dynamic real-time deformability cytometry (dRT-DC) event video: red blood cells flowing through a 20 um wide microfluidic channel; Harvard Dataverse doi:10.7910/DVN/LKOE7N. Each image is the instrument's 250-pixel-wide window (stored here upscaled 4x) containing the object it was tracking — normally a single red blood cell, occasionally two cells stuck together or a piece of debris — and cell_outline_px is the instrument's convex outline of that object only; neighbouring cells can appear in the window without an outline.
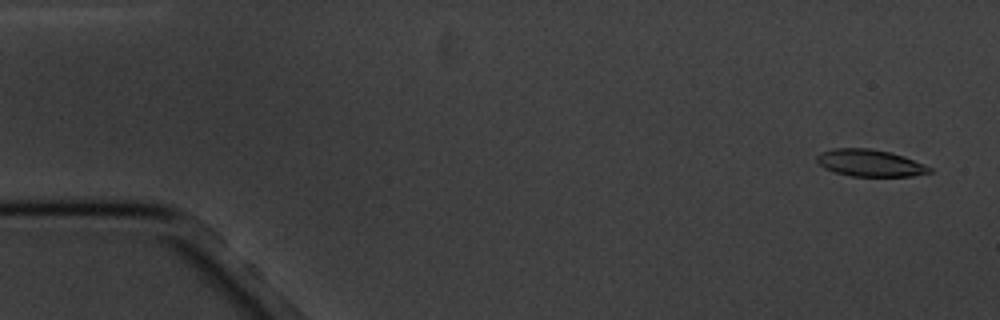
{"species": "common noctule bat (a hibernating species)", "species_latin": "Nyctalus noctula", "temperature_condition": "cold", "stored_images_in_passage": 5, "camera_frame_rate_fps": 3000, "um_per_image_px": 0.085, "animal": {"sex": "male", "body_mass_g": 20.1, "forearm_length_mm": 53.5}, "frame": {"image": 1, "passage_image": 1, "time_ms": 0.0, "image_size_px": [1000, 320], "cell_outline_px": [[932, 172], [912, 176], [852, 176], [836, 172], [824, 168], [816, 160], [816, 156], [820, 152], [832, 148], [868, 148], [892, 152], [904, 156], [924, 164], [932, 168]], "centroid_in_image_um": [73.95, 13.84], "position_along_channel_um": 11.1, "area_um2": 17.74}}
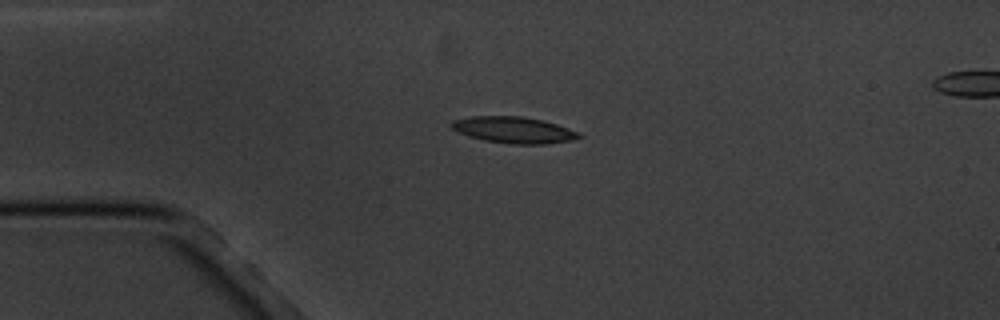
{"frame": {"image": 2, "passage_image": 4, "time_ms": 3.667, "image_size_px": [1000, 320], "cell_outline_px": [[584, 136], [572, 140], [544, 144], [512, 144], [484, 140], [468, 136], [452, 128], [448, 124], [452, 120], [468, 116], [524, 116], [544, 120], [580, 132]], "centroid_in_image_um": [43.67, 11.03], "position_along_channel_um": 41.3, "area_um2": 19.77}}